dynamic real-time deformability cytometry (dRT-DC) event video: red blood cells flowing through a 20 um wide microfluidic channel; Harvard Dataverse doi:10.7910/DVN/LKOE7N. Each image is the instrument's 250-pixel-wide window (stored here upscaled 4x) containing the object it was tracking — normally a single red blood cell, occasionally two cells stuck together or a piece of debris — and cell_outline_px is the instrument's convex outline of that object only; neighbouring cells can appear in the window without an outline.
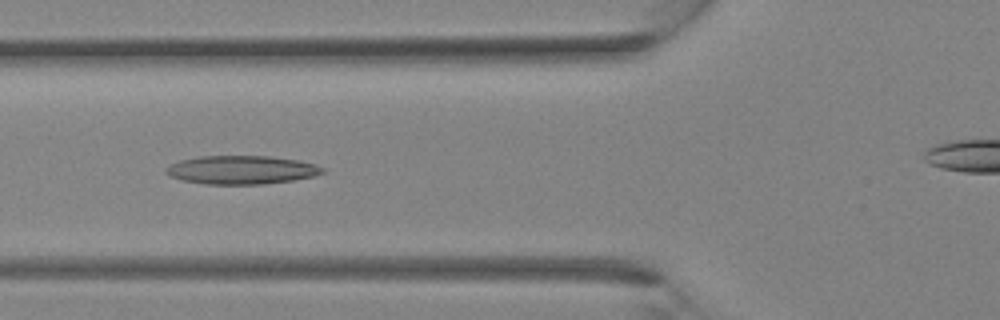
{"species": "Egyptian fruit bat (a non-hibernating species)", "species_latin": "Rousettus aegyptiacus", "temperature_condition": "room temperature", "stored_images_in_passage": 27, "camera_frame_rate_fps": 3000, "um_per_image_px": 0.085, "animal": {"sex": "female"}, "frame": {"image": 1, "passage_image": 5, "time_ms": 1.333, "image_size_px": [1000, 320], "cell_outline_px": [[324, 172], [316, 176], [292, 180], [264, 184], [204, 184], [180, 180], [164, 172], [164, 168], [180, 160], [200, 156], [268, 156], [296, 160], [316, 164], [324, 168]], "centroid_in_image_um": [20.52, 14.44], "position_along_channel_um": 105.3, "area_um2": 26.01}}
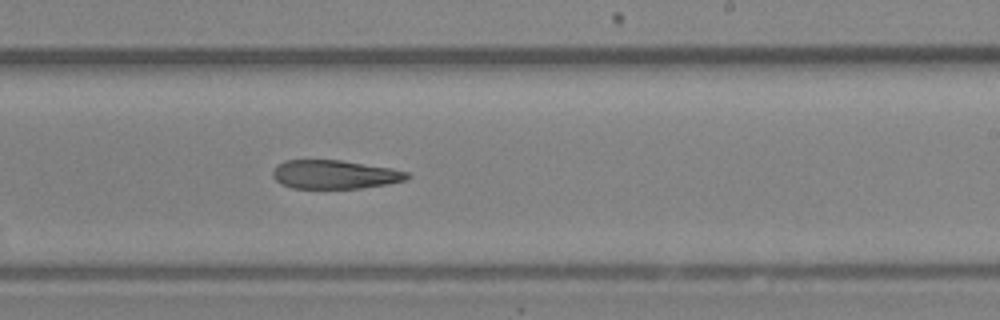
{"frame": {"image": 2, "passage_image": 13, "time_ms": 4.0, "image_size_px": [1000, 320], "cell_outline_px": [[412, 176], [408, 180], [388, 184], [360, 188], [292, 188], [280, 184], [272, 176], [272, 172], [276, 164], [284, 160], [340, 160], [392, 168], [408, 172]], "centroid_in_image_um": [28.46, 14.83], "position_along_channel_um": 260.5, "area_um2": 22.72}}
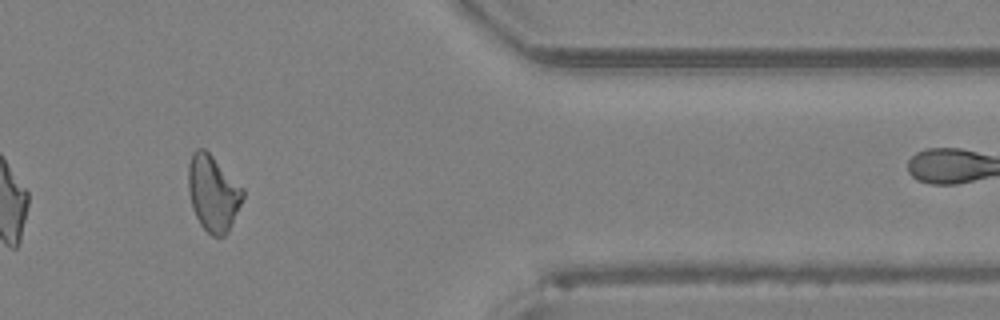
{"frame": {"image": 3, "passage_image": 21, "time_ms": 6.667, "image_size_px": [1000, 320], "cell_outline_px": [[244, 196], [228, 232], [224, 236], [212, 236], [200, 224], [192, 208], [188, 188], [188, 164], [192, 152], [196, 148], [204, 148], [244, 188]], "centroid_in_image_um": [18.1, 16.41], "position_along_channel_um": 393.3, "area_um2": 24.1}}